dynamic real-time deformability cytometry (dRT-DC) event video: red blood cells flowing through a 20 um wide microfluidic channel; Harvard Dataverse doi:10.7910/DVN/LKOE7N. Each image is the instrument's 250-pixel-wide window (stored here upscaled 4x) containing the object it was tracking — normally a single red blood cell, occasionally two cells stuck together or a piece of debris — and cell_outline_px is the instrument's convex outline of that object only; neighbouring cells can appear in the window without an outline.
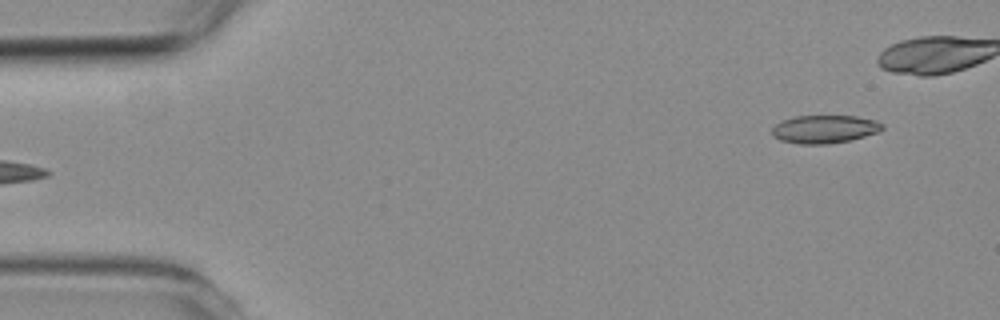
{"species": "common noctule bat (a hibernating species)", "species_latin": "Nyctalus noctula", "temperature_condition": "room temperature", "stored_images_in_passage": 4, "segment_of_instrument_passage": [2, 2], "camera_frame_rate_fps": 3000, "um_per_image_px": 0.085, "animal": {"sex": "female", "body_mass_g": 19.3, "forearm_length_mm": 54.1}, "frame": {"image": 1, "passage_image": 4, "time_ms": 3.667, "image_size_px": [1000, 320], "cell_outline_px": [[884, 128], [880, 132], [852, 140], [828, 144], [800, 144], [780, 140], [772, 136], [772, 128], [780, 120], [796, 116], [856, 116], [876, 120], [884, 124]], "centroid_in_image_um": [70.11, 10.98], "position_along_channel_um": 14.9, "area_um2": 18.32}}